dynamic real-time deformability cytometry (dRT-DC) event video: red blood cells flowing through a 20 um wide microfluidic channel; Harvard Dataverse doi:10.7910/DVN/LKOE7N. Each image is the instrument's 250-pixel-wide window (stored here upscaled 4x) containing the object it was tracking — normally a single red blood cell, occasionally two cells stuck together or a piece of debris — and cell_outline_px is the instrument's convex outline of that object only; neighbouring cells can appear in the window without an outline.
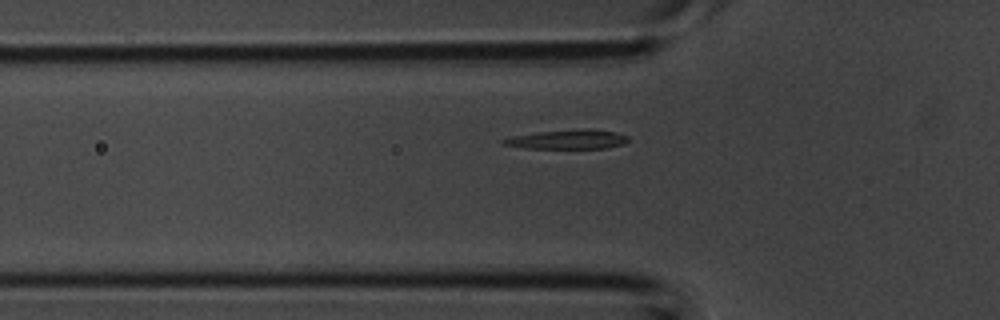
{"species": "common noctule bat (a hibernating species)", "species_latin": "Nyctalus noctula", "temperature_condition": "room temperature", "stored_images_in_passage": 26, "camera_frame_rate_fps": 3000, "um_per_image_px": 0.085, "animal": {"sex": "male", "body_mass_g": 20.1, "forearm_length_mm": 53.5}, "frame": {"image": 1, "passage_image": 3, "time_ms": 0.667, "image_size_px": [1000, 320], "cell_outline_px": [[628, 140], [624, 144], [604, 148], [524, 148], [500, 144], [500, 140], [512, 136], [540, 132], [616, 132], [628, 136]], "centroid_in_image_um": [48.14, 11.91], "position_along_channel_um": 77.7, "area_um2": 12.89}}
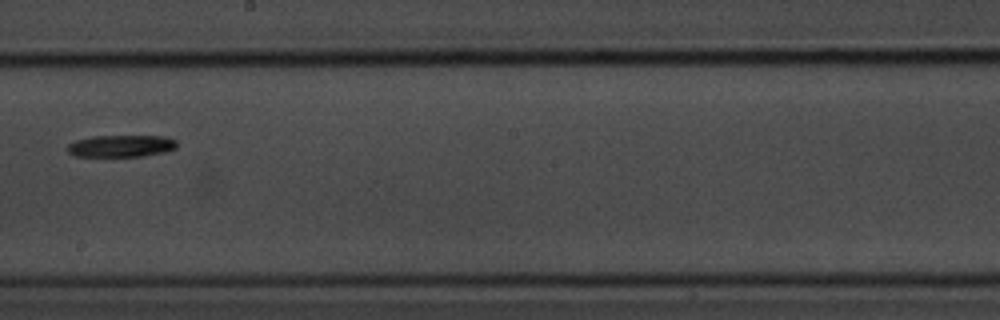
{"frame": {"image": 2, "passage_image": 13, "time_ms": 4.0, "image_size_px": [1000, 320], "cell_outline_px": [[176, 148], [164, 152], [140, 156], [72, 156], [68, 152], [68, 144], [76, 140], [92, 136], [164, 136], [176, 140]], "centroid_in_image_um": [10.27, 12.4], "position_along_channel_um": 237.9, "area_um2": 13.93}}
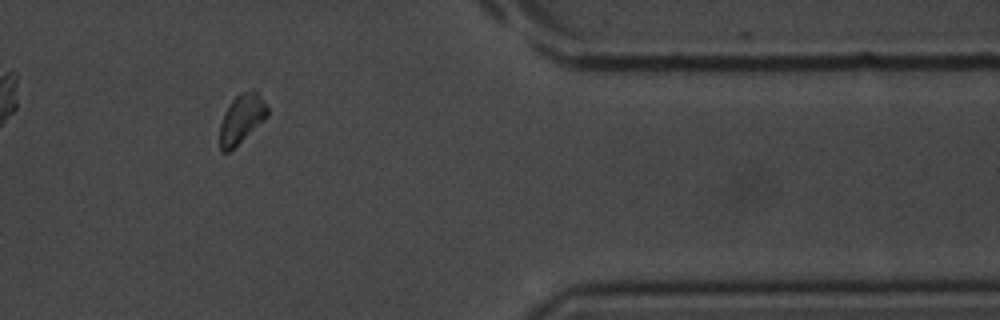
{"frame": {"image": 3, "passage_image": 24, "time_ms": 7.667, "image_size_px": [1000, 320], "cell_outline_px": [[268, 116], [264, 120], [228, 152], [220, 152], [220, 124], [224, 112], [228, 104], [240, 92], [252, 88], [260, 96], [268, 108]], "centroid_in_image_um": [20.52, 10.07], "position_along_channel_um": 390.9, "area_um2": 13.53}}